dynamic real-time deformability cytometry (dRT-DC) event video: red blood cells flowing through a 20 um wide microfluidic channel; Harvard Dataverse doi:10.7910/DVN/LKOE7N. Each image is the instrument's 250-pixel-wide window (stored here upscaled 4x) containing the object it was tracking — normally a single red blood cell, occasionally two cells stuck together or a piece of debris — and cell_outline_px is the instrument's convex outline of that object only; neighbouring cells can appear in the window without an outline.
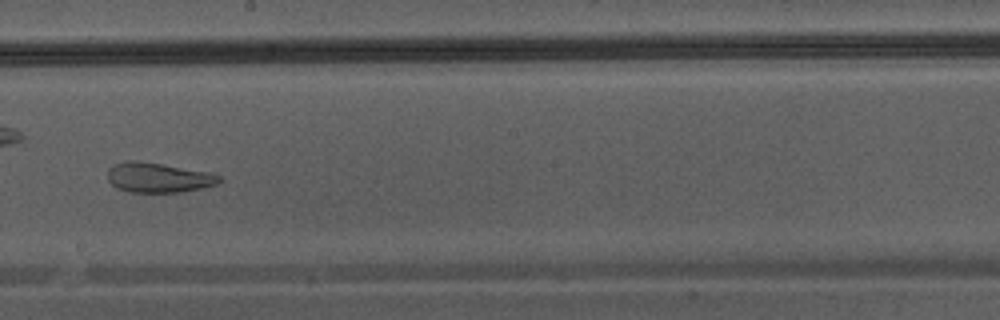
{"species": "Egyptian fruit bat (a non-hibernating species)", "species_latin": "Rousettus aegyptiacus", "temperature_condition": "warm", "stored_images_in_passage": 48, "segment_of_instrument_passage": [1, 2], "camera_frame_rate_fps": 3000, "um_per_image_px": 0.085, "animal": {"sex": "male"}, "frame": {"image": 1, "passage_image": 28, "time_ms": 9.0, "image_size_px": [1000, 320], "cell_outline_px": [[220, 180], [216, 184], [184, 192], [128, 192], [116, 188], [108, 180], [108, 168], [112, 164], [132, 160], [160, 164], [212, 172], [220, 176]], "centroid_in_image_um": [13.43, 15.1], "position_along_channel_um": 234.8, "area_um2": 19.36}}